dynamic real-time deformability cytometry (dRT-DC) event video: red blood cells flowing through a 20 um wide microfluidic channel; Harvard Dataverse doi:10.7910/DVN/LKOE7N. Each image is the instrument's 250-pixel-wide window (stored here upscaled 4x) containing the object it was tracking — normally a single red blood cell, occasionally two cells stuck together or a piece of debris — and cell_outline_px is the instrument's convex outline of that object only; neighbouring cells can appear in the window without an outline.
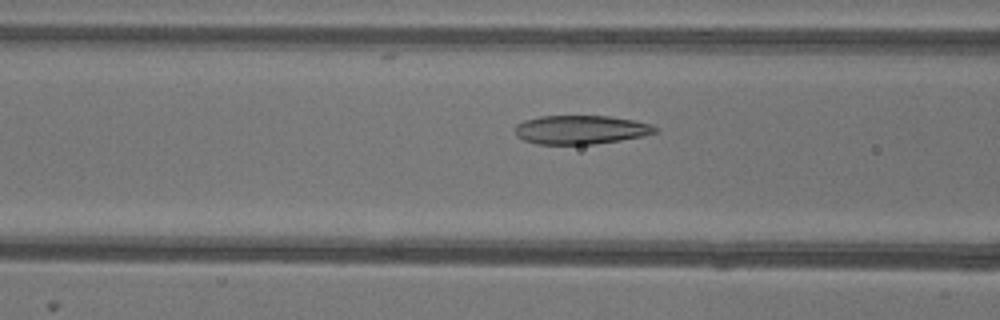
{"species": "common noctule bat (a hibernating species)", "species_latin": "Nyctalus noctula", "temperature_condition": "warm", "stored_images_in_passage": 52, "camera_frame_rate_fps": 3000, "um_per_image_px": 0.085, "animal": {"sex": "female"}, "frame": {"image": 1, "passage_image": 20, "time_ms": 6.333, "image_size_px": [1000, 320], "cell_outline_px": [[656, 132], [644, 136], [620, 140], [592, 144], [536, 144], [524, 140], [516, 136], [512, 128], [516, 124], [524, 120], [540, 116], [608, 116], [632, 120], [652, 124], [656, 128]], "centroid_in_image_um": [49.3, 11.02], "position_along_channel_um": 117.3, "area_um2": 23.58}}
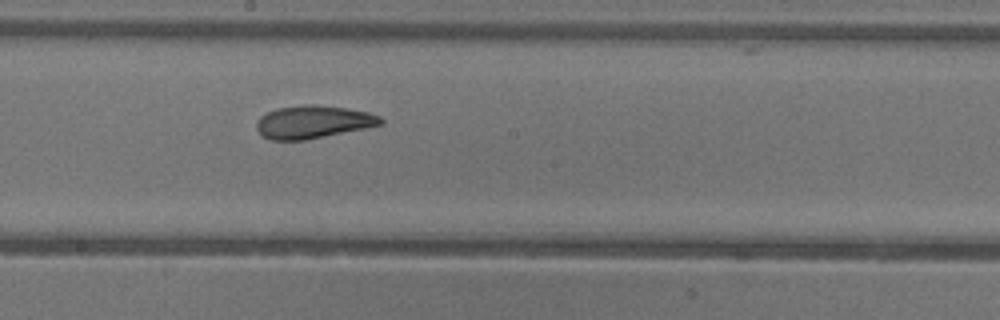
{"frame": {"image": 2, "passage_image": 28, "time_ms": 9.0, "image_size_px": [1000, 320], "cell_outline_px": [[384, 124], [304, 140], [272, 140], [264, 136], [256, 128], [256, 120], [260, 116], [276, 108], [304, 104], [312, 104], [344, 108], [368, 112], [380, 116], [384, 120]], "centroid_in_image_um": [26.6, 10.36], "position_along_channel_um": 221.6, "area_um2": 23.58}}
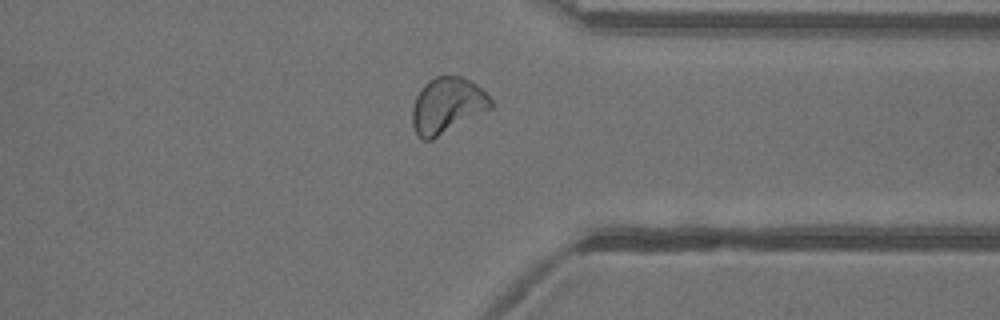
{"frame": {"image": 3, "passage_image": 40, "time_ms": 13.0, "image_size_px": [1000, 320], "cell_outline_px": [[492, 108], [432, 140], [424, 140], [416, 132], [412, 124], [412, 108], [416, 96], [420, 88], [428, 80], [436, 76], [460, 76], [476, 84], [492, 100]], "centroid_in_image_um": [37.99, 8.96], "position_along_channel_um": 373.4, "area_um2": 25.37}, "authors_computed_cell_mechanics": {"area_um2": 25.4898, "velocity_mm_per_s": 3.9107, "shape_relaxation_time_tau1_ms": 6.6936, "shape_relaxation_time_tau2_ms": 2.5774, "deformation_change_tau1": 0.1843, "deformation_change_tau2": 0.0632}}